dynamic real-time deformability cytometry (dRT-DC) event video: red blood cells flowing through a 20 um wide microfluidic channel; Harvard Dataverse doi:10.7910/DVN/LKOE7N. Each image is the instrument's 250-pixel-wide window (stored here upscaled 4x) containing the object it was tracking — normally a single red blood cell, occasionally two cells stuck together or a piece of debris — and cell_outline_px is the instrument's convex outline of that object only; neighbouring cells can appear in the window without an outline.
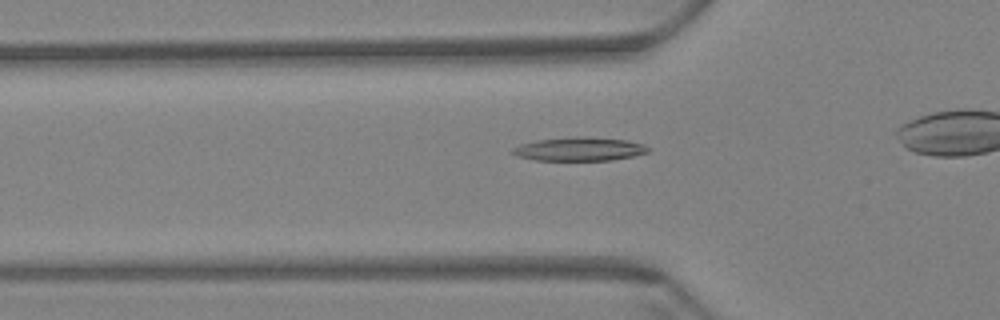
{"species": "Egyptian fruit bat (a non-hibernating species)", "species_latin": "Rousettus aegyptiacus", "temperature_condition": "warm", "stored_images_in_passage": 36, "camera_frame_rate_fps": 3000, "um_per_image_px": 0.085, "animal": {"sex": "female"}, "frame": {"image": 1, "passage_image": 8, "time_ms": 2.333, "image_size_px": [1000, 320], "cell_outline_px": [[652, 148], [648, 152], [632, 156], [612, 160], [536, 160], [516, 156], [508, 152], [512, 148], [520, 144], [536, 140], [576, 136], [584, 136], [624, 140], [644, 144]], "centroid_in_image_um": [49.21, 12.67], "position_along_channel_um": 76.6, "area_um2": 18.79}}
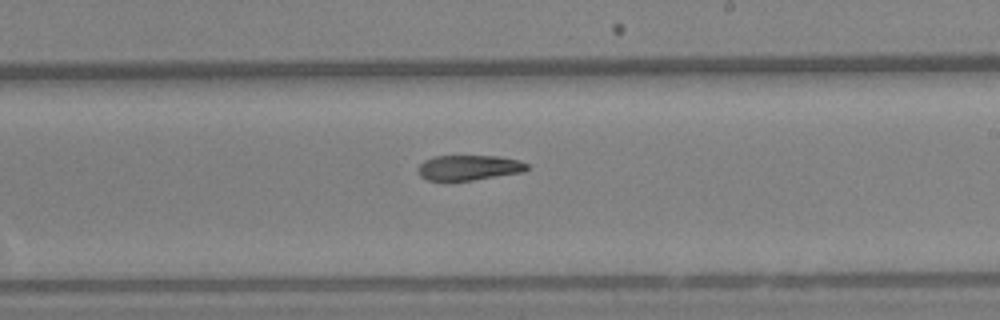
{"frame": {"image": 2, "passage_image": 23, "time_ms": 7.333, "image_size_px": [1000, 320], "cell_outline_px": [[528, 168], [524, 172], [472, 180], [444, 184], [428, 180], [420, 176], [416, 168], [424, 160], [432, 156], [500, 156], [520, 160], [528, 164]], "centroid_in_image_um": [39.79, 14.28], "position_along_channel_um": 249.2, "area_um2": 16.7}}
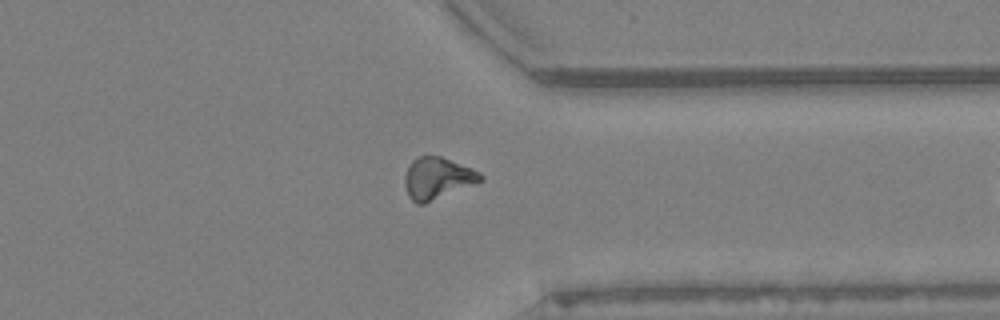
{"frame": {"image": 3, "passage_image": 34, "time_ms": 11.0, "image_size_px": [1000, 320], "cell_outline_px": [[484, 180], [424, 204], [416, 204], [408, 196], [404, 184], [404, 176], [412, 160], [420, 156], [440, 156], [472, 168], [480, 172], [484, 176]], "centroid_in_image_um": [37.18, 15.16], "position_along_channel_um": 374.2, "area_um2": 18.38}}